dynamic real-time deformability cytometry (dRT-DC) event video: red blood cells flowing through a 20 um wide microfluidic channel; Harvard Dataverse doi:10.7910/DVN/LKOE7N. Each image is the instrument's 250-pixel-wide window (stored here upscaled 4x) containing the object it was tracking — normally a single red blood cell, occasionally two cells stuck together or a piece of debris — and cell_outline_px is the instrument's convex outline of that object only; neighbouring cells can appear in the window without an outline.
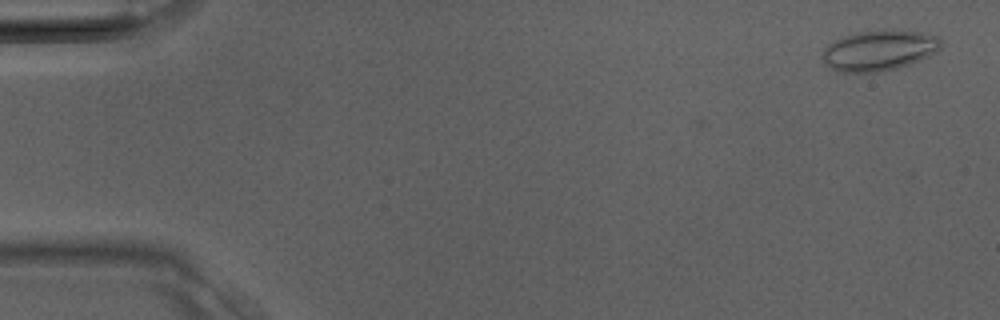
{"species": "Egyptian fruit bat (a non-hibernating species)", "species_latin": "Rousettus aegyptiacus", "temperature_condition": "room temperature", "stored_images_in_passage": 2, "camera_frame_rate_fps": 3000, "um_per_image_px": 0.085, "animal": {"sex": "male"}, "frame": {"image": 1, "passage_image": 2, "time_ms": 0.333, "image_size_px": [1000, 320], "cell_outline_px": [[940, 48], [936, 52], [920, 60], [896, 68], [876, 72], [836, 72], [824, 64], [824, 48], [828, 44], [840, 36], [856, 32], [884, 28], [920, 32], [940, 36]], "centroid_in_image_um": [74.7, 4.26], "position_along_channel_um": 10.3, "area_um2": 28.32}}